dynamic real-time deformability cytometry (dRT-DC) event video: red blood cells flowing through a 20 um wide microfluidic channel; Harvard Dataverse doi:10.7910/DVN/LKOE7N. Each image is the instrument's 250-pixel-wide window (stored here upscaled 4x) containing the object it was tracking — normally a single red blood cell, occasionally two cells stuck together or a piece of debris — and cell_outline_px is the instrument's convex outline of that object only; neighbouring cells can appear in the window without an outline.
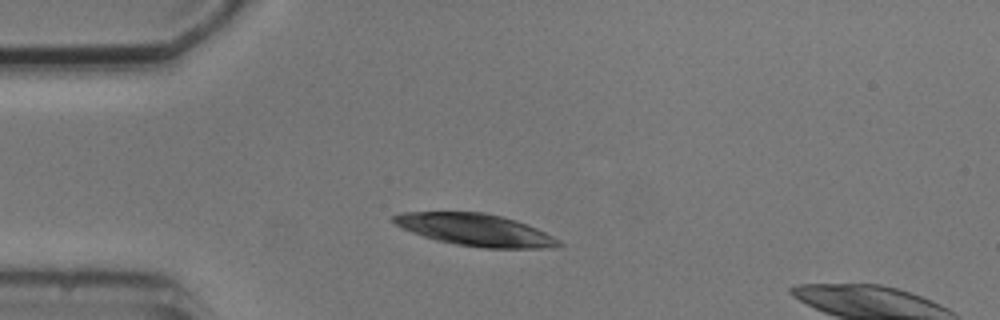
{"species": "common noctule bat (a hibernating species)", "species_latin": "Nyctalus noctula", "temperature_condition": "cold", "stored_images_in_passage": 3, "camera_frame_rate_fps": 3000, "um_per_image_px": 0.085, "animal": {"sex": "male", "body_mass_g": 20.5, "forearm_length_mm": 52.5}, "frame": {"image": 1, "passage_image": 2, "time_ms": 2.0, "image_size_px": [1000, 320], "cell_outline_px": [[564, 244], [548, 248], [484, 248], [456, 244], [436, 240], [412, 232], [396, 224], [392, 220], [392, 216], [400, 212], [484, 212], [516, 220], [536, 228], [560, 240]], "centroid_in_image_um": [40.41, 19.54], "position_along_channel_um": 44.6, "area_um2": 30.63}}